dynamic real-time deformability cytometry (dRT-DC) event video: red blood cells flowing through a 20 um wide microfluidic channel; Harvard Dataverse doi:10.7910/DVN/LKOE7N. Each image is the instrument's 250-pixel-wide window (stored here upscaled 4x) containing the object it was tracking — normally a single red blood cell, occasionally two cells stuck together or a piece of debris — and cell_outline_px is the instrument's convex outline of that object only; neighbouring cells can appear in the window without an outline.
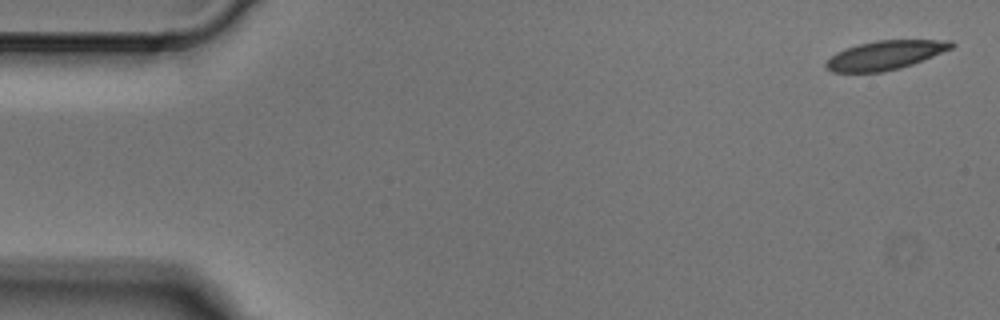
{"species": "Egyptian fruit bat (a non-hibernating species)", "species_latin": "Rousettus aegyptiacus", "temperature_condition": "cold", "stored_images_in_passage": 3, "camera_frame_rate_fps": 3000, "um_per_image_px": 0.085, "animal": {"sex": "male"}, "frame": {"image": 1, "passage_image": 1, "time_ms": 0.0, "image_size_px": [1000, 320], "cell_outline_px": [[956, 44], [952, 48], [912, 64], [900, 68], [880, 72], [832, 72], [824, 68], [824, 64], [836, 52], [860, 44], [876, 40], [952, 40]], "centroid_in_image_um": [75.24, 4.69], "position_along_channel_um": 9.8, "area_um2": 20.98}}